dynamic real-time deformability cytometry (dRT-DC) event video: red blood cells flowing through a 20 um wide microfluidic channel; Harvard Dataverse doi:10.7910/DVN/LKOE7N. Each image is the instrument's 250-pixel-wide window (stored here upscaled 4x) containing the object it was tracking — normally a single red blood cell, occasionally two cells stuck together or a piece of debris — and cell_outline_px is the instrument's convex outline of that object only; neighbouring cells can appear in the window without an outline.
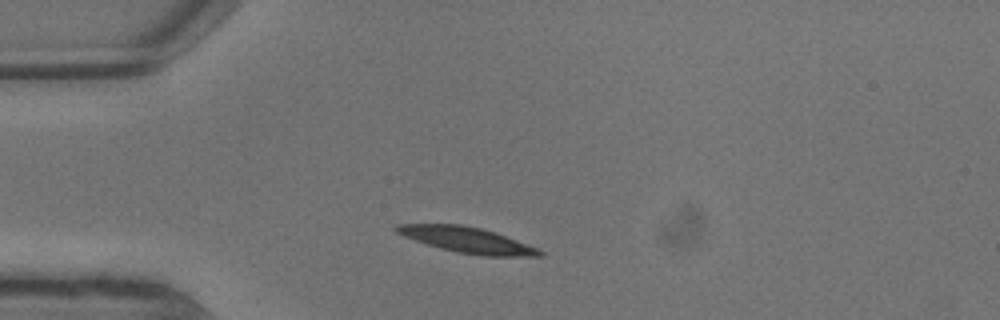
{"species": "common noctule bat (a hibernating species)", "species_latin": "Nyctalus noctula", "temperature_condition": "warm", "stored_images_in_passage": 3, "camera_frame_rate_fps": 3000, "um_per_image_px": 0.085, "animal": {"sex": "male", "body_mass_g": 13.3}, "frame": {"image": 1, "passage_image": 2, "time_ms": 0.333, "image_size_px": [1000, 320], "cell_outline_px": [[544, 256], [480, 256], [456, 252], [440, 248], [404, 236], [396, 232], [392, 228], [396, 224], [460, 224], [480, 228], [516, 240], [536, 248], [544, 252]], "centroid_in_image_um": [39.67, 20.4], "position_along_channel_um": 45.3, "area_um2": 21.1}}